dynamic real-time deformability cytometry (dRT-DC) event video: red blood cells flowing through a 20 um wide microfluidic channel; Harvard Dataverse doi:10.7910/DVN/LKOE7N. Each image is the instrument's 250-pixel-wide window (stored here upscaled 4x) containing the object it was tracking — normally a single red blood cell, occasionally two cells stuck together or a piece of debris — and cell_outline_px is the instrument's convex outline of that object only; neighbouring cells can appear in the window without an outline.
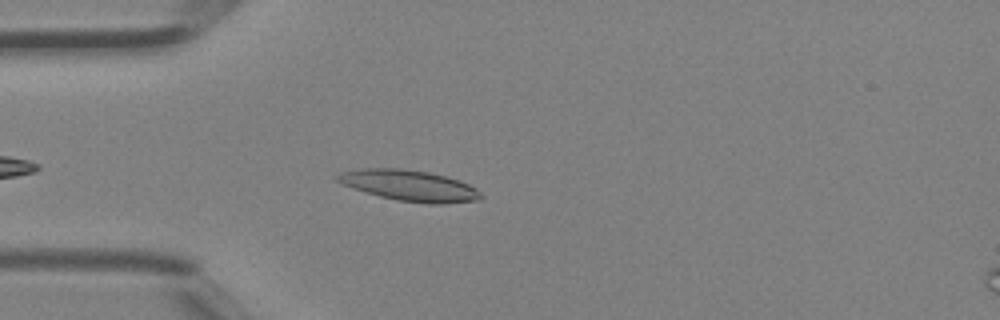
{"species": "Egyptian fruit bat (a non-hibernating species)", "species_latin": "Rousettus aegyptiacus", "temperature_condition": "room temperature", "stored_images_in_passage": 34, "camera_frame_rate_fps": 3000, "um_per_image_px": 0.085, "animal": {"sex": "female"}, "frame": {"image": 1, "passage_image": 6, "time_ms": 1.667, "image_size_px": [1000, 320], "cell_outline_px": [[484, 196], [480, 200], [444, 204], [432, 204], [396, 200], [380, 196], [352, 188], [336, 180], [332, 176], [340, 172], [364, 168], [400, 168], [428, 172], [460, 180], [476, 188]], "centroid_in_image_um": [34.81, 15.77], "position_along_channel_um": 50.2, "area_um2": 25.95}}
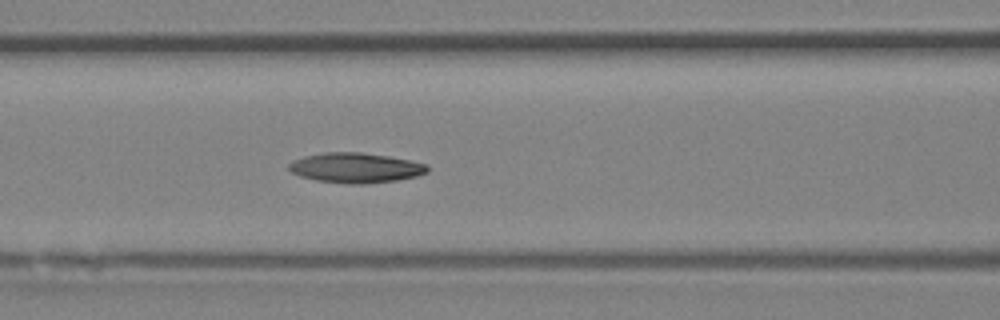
{"frame": {"image": 2, "passage_image": 12, "time_ms": 3.667, "image_size_px": [1000, 320], "cell_outline_px": [[428, 172], [416, 176], [396, 180], [364, 184], [352, 184], [316, 180], [300, 176], [292, 172], [288, 168], [288, 164], [292, 160], [304, 156], [324, 152], [360, 152], [388, 156], [428, 164]], "centroid_in_image_um": [30.21, 14.26], "position_along_channel_um": 136.4, "area_um2": 24.16}}
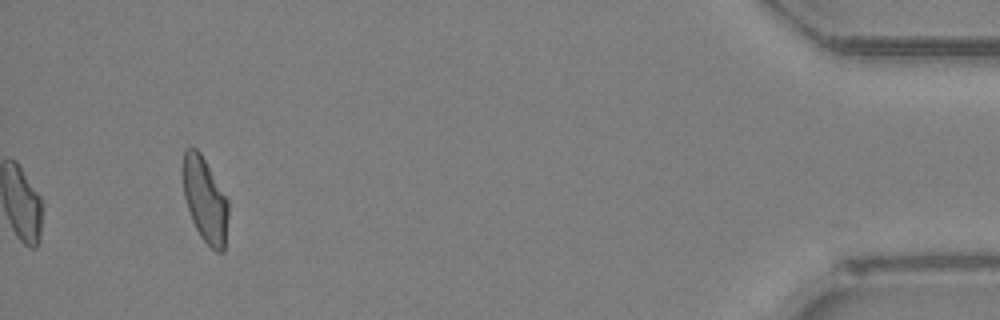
{"frame": {"image": 3, "passage_image": 34, "time_ms": 11.0, "image_size_px": [1000, 320], "cell_outline_px": [[228, 216], [224, 252], [216, 252], [200, 236], [192, 220], [184, 196], [184, 152], [188, 148], [196, 148], [200, 152], [228, 200]], "centroid_in_image_um": [17.45, 17.03], "position_along_channel_um": 417.7, "area_um2": 21.91}}